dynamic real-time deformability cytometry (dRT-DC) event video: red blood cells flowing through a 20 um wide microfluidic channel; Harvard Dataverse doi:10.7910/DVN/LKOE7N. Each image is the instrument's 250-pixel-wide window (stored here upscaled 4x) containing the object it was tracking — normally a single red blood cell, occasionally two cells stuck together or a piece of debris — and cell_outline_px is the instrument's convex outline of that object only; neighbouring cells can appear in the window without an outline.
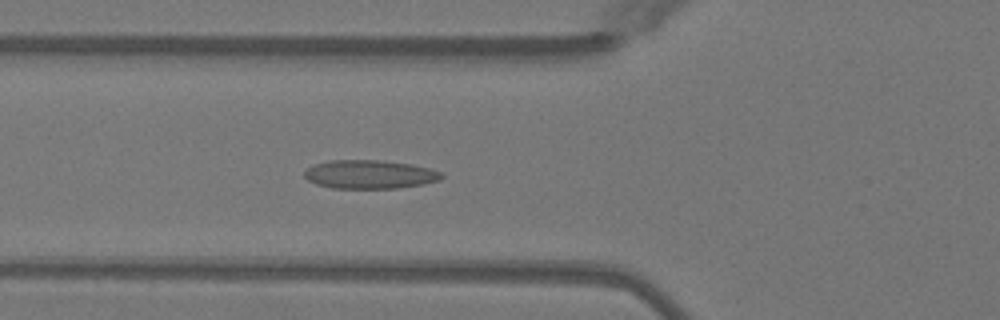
{"species": "Egyptian fruit bat (a non-hibernating species)", "species_latin": "Rousettus aegyptiacus", "temperature_condition": "warm", "stored_images_in_passage": 52, "camera_frame_rate_fps": 3000, "um_per_image_px": 0.085, "animal": {"sex": "female"}, "frame": {"image": 1, "passage_image": 19, "time_ms": 6.0, "image_size_px": [1000, 320], "cell_outline_px": [[444, 176], [440, 180], [424, 184], [396, 188], [332, 188], [316, 184], [308, 180], [304, 176], [304, 172], [308, 168], [316, 164], [328, 160], [384, 160], [412, 164], [444, 172]], "centroid_in_image_um": [31.46, 14.82], "position_along_channel_um": 94.3, "area_um2": 23.0}}
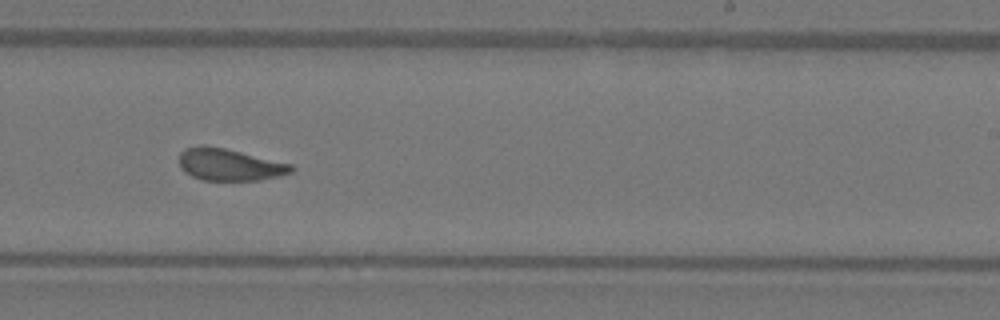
{"frame": {"image": 2, "passage_image": 32, "time_ms": 10.333, "image_size_px": [1000, 320], "cell_outline_px": [[296, 168], [292, 172], [280, 176], [260, 180], [200, 180], [184, 172], [180, 168], [180, 152], [184, 148], [200, 144], [204, 144], [224, 148], [292, 164]], "centroid_in_image_um": [19.49, 13.99], "position_along_channel_um": 269.5, "area_um2": 21.1}}
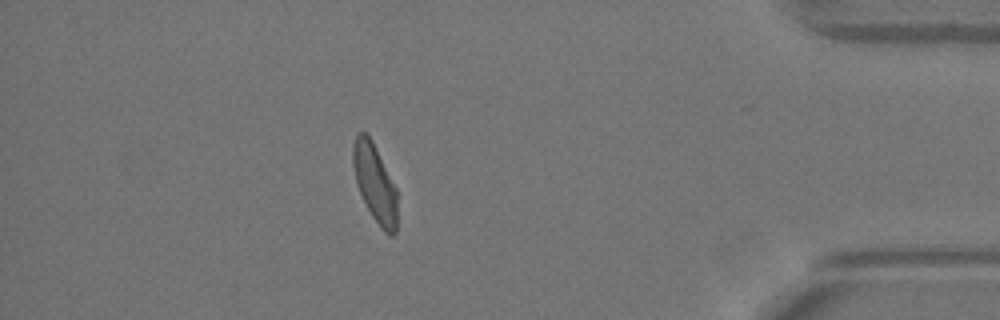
{"frame": {"image": 3, "passage_image": 45, "time_ms": 14.667, "image_size_px": [1000, 320], "cell_outline_px": [[396, 232], [392, 236], [388, 236], [380, 228], [372, 216], [356, 184], [352, 164], [352, 148], [356, 136], [360, 132], [364, 132], [372, 140], [396, 188]], "centroid_in_image_um": [31.85, 15.58], "position_along_channel_um": 403.4, "area_um2": 19.88}, "authors_computed_cell_mechanics": {"area_um2": 21.4727, "velocity_mm_per_s": 4.0406, "shape_relaxation_time_tau1_ms": 8.0784, "shape_relaxation_time_tau2_ms": 1.4022, "deformation_change_tau1": 0.1977, "deformation_change_tau2": 0.0715}}